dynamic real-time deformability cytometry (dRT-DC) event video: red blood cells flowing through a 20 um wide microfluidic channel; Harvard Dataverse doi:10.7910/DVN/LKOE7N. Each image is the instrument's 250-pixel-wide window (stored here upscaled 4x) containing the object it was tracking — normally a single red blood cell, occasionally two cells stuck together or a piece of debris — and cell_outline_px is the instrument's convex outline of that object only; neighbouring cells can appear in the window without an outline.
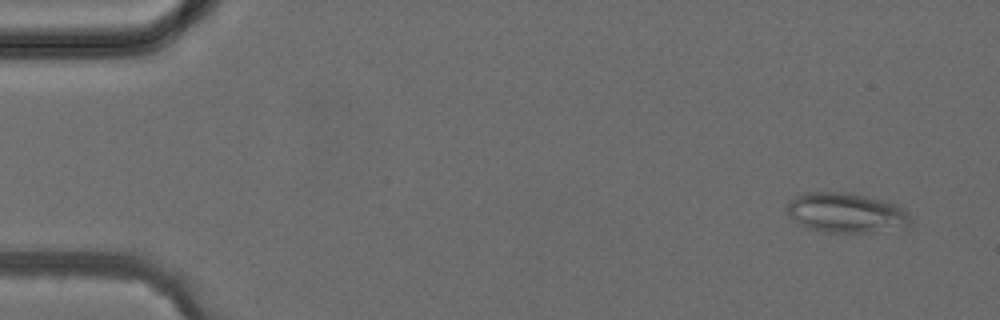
{"species": "common noctule bat (a hibernating species)", "species_latin": "Nyctalus noctula", "temperature_condition": "cold", "stored_images_in_passage": 3, "camera_frame_rate_fps": 3000, "um_per_image_px": 0.085, "animal": {"sex": "female", "body_mass_g": 24.6, "forearm_length_mm": 56.2}, "frame": {"image": 1, "passage_image": 1, "time_ms": 0.0, "image_size_px": [1000, 320], "cell_outline_px": [[912, 220], [908, 228], [872, 232], [824, 232], [808, 228], [800, 224], [788, 216], [788, 204], [796, 196], [804, 192], [848, 192], [880, 200], [904, 208], [908, 212]], "centroid_in_image_um": [71.95, 18.1], "position_along_channel_um": 13.0, "area_um2": 28.67}}